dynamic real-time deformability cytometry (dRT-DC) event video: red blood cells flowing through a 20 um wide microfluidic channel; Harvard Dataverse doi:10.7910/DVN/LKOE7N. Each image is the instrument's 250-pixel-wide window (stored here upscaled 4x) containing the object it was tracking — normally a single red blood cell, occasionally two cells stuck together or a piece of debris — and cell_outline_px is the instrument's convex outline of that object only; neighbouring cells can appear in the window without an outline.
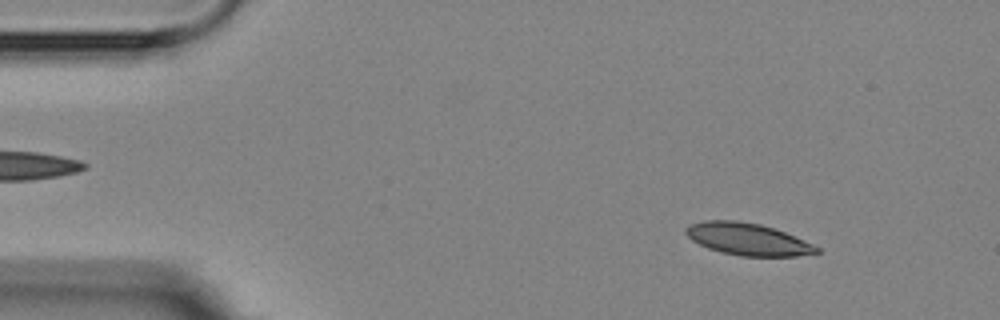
{"species": "Egyptian fruit bat (a non-hibernating species)", "species_latin": "Rousettus aegyptiacus", "temperature_condition": "room temperature", "stored_images_in_passage": 6, "camera_frame_rate_fps": 3000, "um_per_image_px": 0.085, "animal": {"sex": "female"}, "frame": {"image": 1, "passage_image": 2, "time_ms": 1.0, "image_size_px": [1000, 320], "cell_outline_px": [[820, 252], [796, 256], [740, 256], [720, 252], [708, 248], [692, 240], [684, 232], [684, 228], [688, 224], [704, 220], [736, 220], [760, 224], [784, 232], [804, 240], [820, 248]], "centroid_in_image_um": [63.51, 20.32], "position_along_channel_um": 21.5, "area_um2": 24.45}}
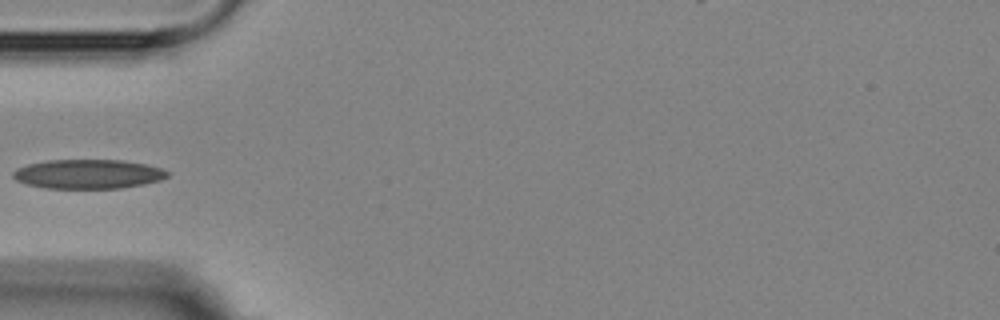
{"frame": {"image": 2, "passage_image": 5, "time_ms": 4.667, "image_size_px": [1000, 320], "cell_outline_px": [[168, 176], [160, 180], [144, 184], [120, 188], [44, 188], [24, 184], [16, 180], [12, 176], [12, 172], [16, 168], [28, 164], [48, 160], [120, 160], [144, 164], [160, 168], [168, 172]], "centroid_in_image_um": [7.43, 14.8], "position_along_channel_um": 77.6, "area_um2": 26.3}}
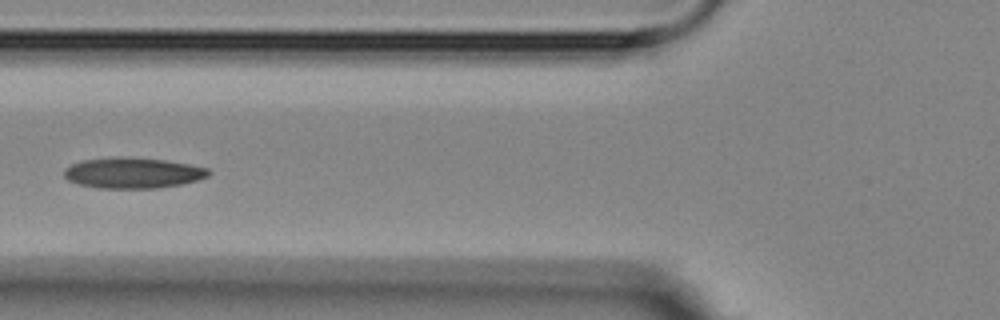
{"frame": {"image": 3, "passage_image": 6, "time_ms": 5.667, "image_size_px": [1000, 320], "cell_outline_px": [[212, 172], [208, 176], [196, 180], [180, 184], [156, 188], [100, 188], [80, 184], [68, 180], [64, 176], [64, 168], [80, 160], [116, 156], [164, 160], [188, 164], [208, 168]], "centroid_in_image_um": [11.26, 14.69], "position_along_channel_um": 114.5, "area_um2": 25.78}}